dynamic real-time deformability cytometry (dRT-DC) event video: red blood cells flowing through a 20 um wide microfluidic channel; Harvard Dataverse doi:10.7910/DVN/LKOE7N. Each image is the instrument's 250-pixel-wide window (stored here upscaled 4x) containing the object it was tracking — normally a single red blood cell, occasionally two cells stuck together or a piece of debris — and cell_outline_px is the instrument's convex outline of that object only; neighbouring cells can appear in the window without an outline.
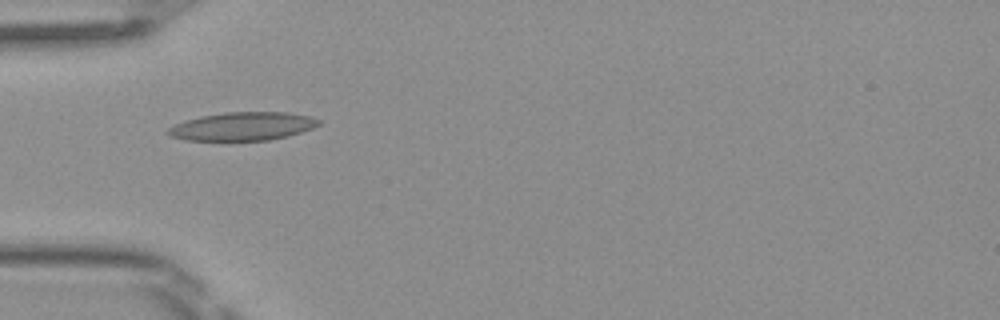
{"species": "Egyptian fruit bat (a non-hibernating species)", "species_latin": "Rousettus aegyptiacus", "temperature_condition": "room temperature", "stored_images_in_passage": 8, "camera_frame_rate_fps": 3000, "um_per_image_px": 0.085, "frame": {"image": 1, "passage_image": 4, "time_ms": 1.0, "image_size_px": [1000, 320], "cell_outline_px": [[320, 124], [312, 128], [288, 136], [268, 140], [184, 140], [172, 136], [164, 132], [168, 128], [176, 124], [200, 116], [224, 112], [288, 112], [308, 116], [320, 120]], "centroid_in_image_um": [20.62, 10.73], "position_along_channel_um": 64.4, "area_um2": 24.68}}
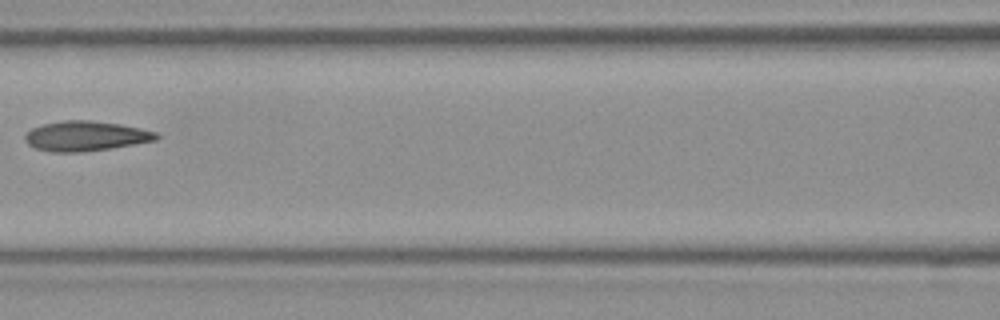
{"frame": {"image": 2, "passage_image": 6, "time_ms": 1.667, "image_size_px": [1000, 320], "cell_outline_px": [[160, 136], [156, 140], [136, 144], [112, 148], [84, 152], [52, 152], [36, 148], [28, 144], [24, 140], [24, 136], [32, 128], [44, 124], [64, 120], [88, 120], [120, 124], [140, 128], [156, 132]], "centroid_in_image_um": [7.29, 11.57], "position_along_channel_um": 159.3, "area_um2": 22.89}}
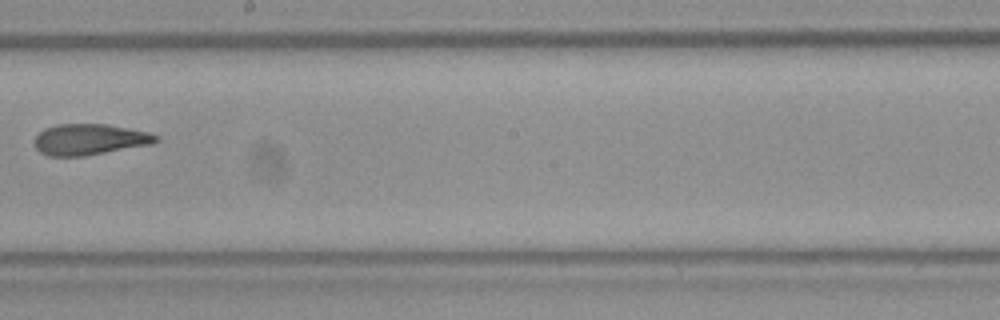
{"frame": {"image": 3, "passage_image": 8, "time_ms": 2.333, "image_size_px": [1000, 320], "cell_outline_px": [[160, 140], [152, 144], [84, 156], [48, 156], [40, 152], [36, 148], [36, 136], [44, 128], [56, 124], [108, 124], [148, 132], [160, 136]], "centroid_in_image_um": [7.64, 11.85], "position_along_channel_um": 240.6, "area_um2": 21.96}}